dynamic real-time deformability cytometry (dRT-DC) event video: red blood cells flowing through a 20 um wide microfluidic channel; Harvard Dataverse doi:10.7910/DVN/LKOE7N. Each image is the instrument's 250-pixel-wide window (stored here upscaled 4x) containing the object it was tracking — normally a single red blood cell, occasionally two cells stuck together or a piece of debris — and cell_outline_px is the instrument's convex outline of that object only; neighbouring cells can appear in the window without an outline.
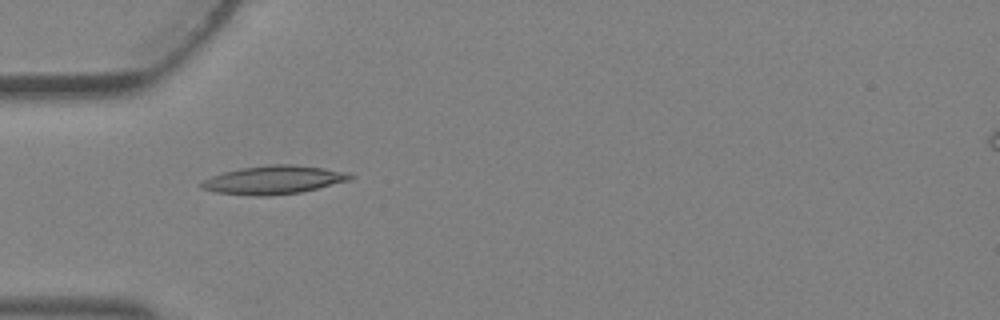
{"species": "Egyptian fruit bat (a non-hibernating species)", "species_latin": "Rousettus aegyptiacus", "temperature_condition": "warm", "stored_images_in_passage": 1, "camera_frame_rate_fps": 3000, "um_per_image_px": 0.085, "animal": {"sex": "female"}, "frame": {"image": 1, "passage_image": 1, "time_ms": 0.0, "image_size_px": [1000, 320], "cell_outline_px": [[356, 176], [348, 180], [300, 192], [272, 196], [252, 196], [216, 192], [200, 188], [200, 184], [204, 180], [212, 176], [224, 172], [240, 168], [272, 164], [292, 164], [324, 168], [348, 172]], "centroid_in_image_um": [23.25, 15.29], "position_along_channel_um": 61.8, "area_um2": 24.51}}